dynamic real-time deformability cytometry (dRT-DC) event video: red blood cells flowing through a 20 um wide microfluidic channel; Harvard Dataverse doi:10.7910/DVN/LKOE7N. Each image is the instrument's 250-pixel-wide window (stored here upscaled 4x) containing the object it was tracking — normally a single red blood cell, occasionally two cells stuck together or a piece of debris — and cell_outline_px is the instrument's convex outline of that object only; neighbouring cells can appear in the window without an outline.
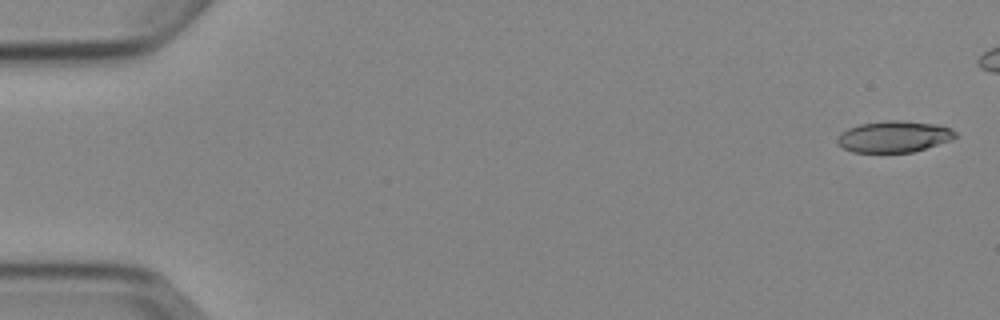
{"species": "Egyptian fruit bat (a non-hibernating species)", "species_latin": "Rousettus aegyptiacus", "temperature_condition": "cold", "stored_images_in_passage": 6, "camera_frame_rate_fps": 3000, "um_per_image_px": 0.085, "animal": {"sex": "female"}, "frame": {"image": 1, "passage_image": 1, "time_ms": 0.0, "image_size_px": [1000, 320], "cell_outline_px": [[956, 136], [952, 140], [912, 152], [852, 152], [844, 148], [836, 140], [836, 136], [840, 132], [848, 128], [860, 124], [884, 120], [900, 120], [936, 124], [952, 128], [956, 132]], "centroid_in_image_um": [75.98, 11.6], "position_along_channel_um": 9.0, "area_um2": 21.68}}